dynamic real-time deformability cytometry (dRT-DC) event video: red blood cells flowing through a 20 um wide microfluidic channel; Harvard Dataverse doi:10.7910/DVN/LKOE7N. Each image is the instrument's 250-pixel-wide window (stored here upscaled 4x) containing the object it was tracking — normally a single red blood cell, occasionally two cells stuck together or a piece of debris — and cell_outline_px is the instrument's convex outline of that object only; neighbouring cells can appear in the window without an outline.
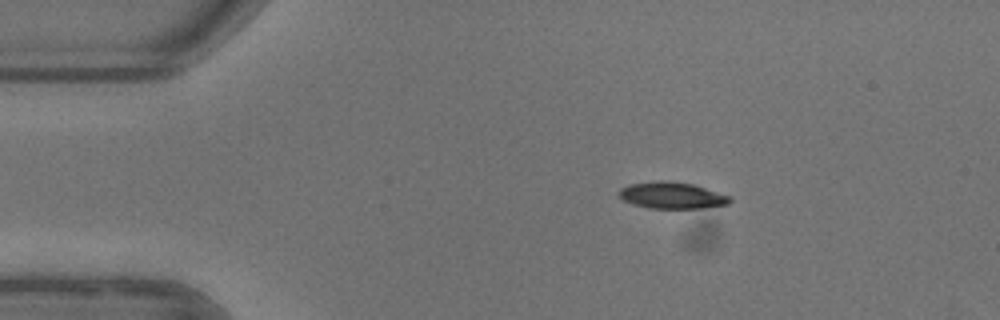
{"species": "common noctule bat (a hibernating species)", "species_latin": "Nyctalus noctula", "temperature_condition": "warm", "stored_images_in_passage": 52, "camera_frame_rate_fps": 3000, "um_per_image_px": 0.085, "animal": {"sex": "female"}, "frame": {"image": 1, "passage_image": 9, "time_ms": 2.667, "image_size_px": [1000, 320], "cell_outline_px": [[732, 200], [728, 204], [700, 208], [648, 208], [632, 204], [624, 200], [616, 192], [620, 188], [628, 184], [660, 180], [664, 180], [692, 184], [732, 196]], "centroid_in_image_um": [57.09, 16.6], "position_along_channel_um": 27.9, "area_um2": 17.22}}
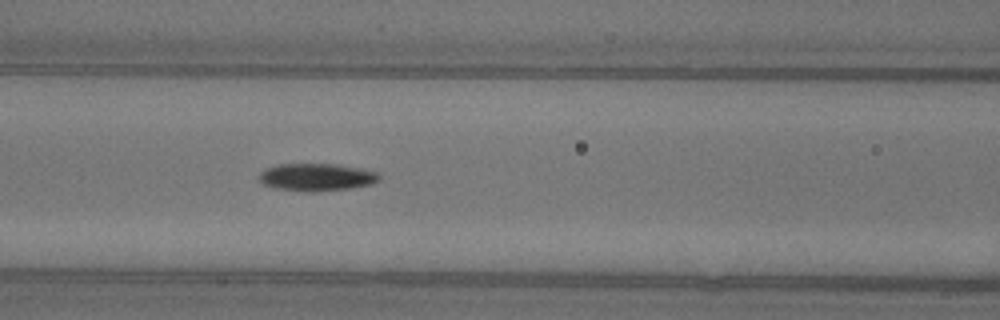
{"frame": {"image": 2, "passage_image": 22, "time_ms": 7.0, "image_size_px": [1000, 320], "cell_outline_px": [[380, 180], [372, 184], [348, 188], [316, 192], [308, 192], [276, 188], [264, 184], [260, 180], [260, 172], [264, 168], [276, 164], [336, 164], [376, 172], [380, 176]], "centroid_in_image_um": [26.88, 15.06], "position_along_channel_um": 139.7, "area_um2": 19.13}}
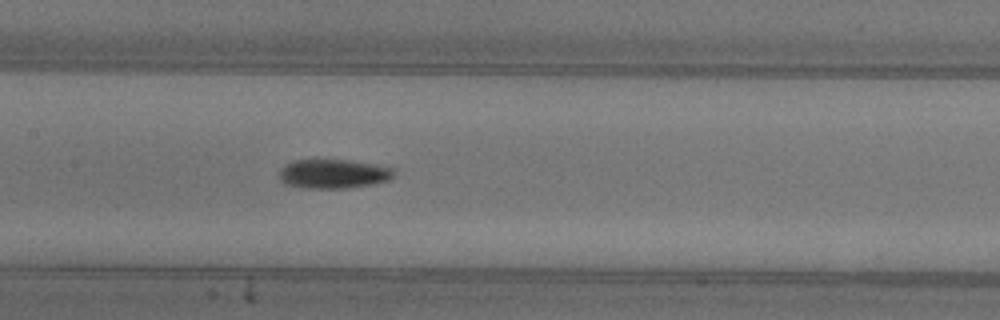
{"frame": {"image": 3, "passage_image": 25, "time_ms": 8.0, "image_size_px": [1000, 320], "cell_outline_px": [[396, 172], [388, 180], [372, 184], [344, 188], [304, 188], [284, 184], [280, 180], [280, 168], [284, 164], [292, 160], [344, 160], [376, 164], [392, 168]], "centroid_in_image_um": [28.29, 14.77], "position_along_channel_um": 179.1, "area_um2": 19.48}, "authors_computed_cell_mechanics": {"area_um2": 18.1203, "velocity_mm_per_s": 3.9322, "shape_relaxation_time_tau1_ms": 4.0468, "shape_relaxation_time_tau2_ms": null, "deformation_change_tau1": 0.1803, "deformation_change_tau2": null}}